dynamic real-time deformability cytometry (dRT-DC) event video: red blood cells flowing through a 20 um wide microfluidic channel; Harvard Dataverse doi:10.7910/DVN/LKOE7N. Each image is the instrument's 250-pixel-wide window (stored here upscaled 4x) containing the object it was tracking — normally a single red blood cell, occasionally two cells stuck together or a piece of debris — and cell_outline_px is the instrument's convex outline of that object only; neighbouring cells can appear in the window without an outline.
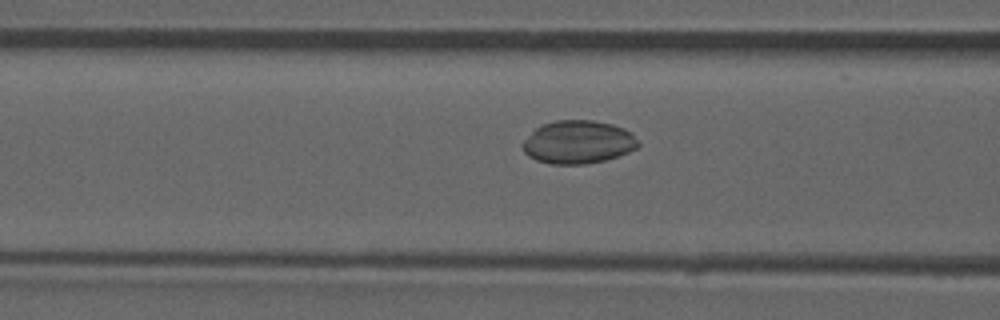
{"species": "common noctule bat (a hibernating species)", "species_latin": "Nyctalus noctula", "temperature_condition": "room temperature", "stored_images_in_passage": 10, "camera_frame_rate_fps": 3000, "um_per_image_px": 0.085, "animal": {"sex": "male", "forearm_length_mm": 52.5}, "frame": {"image": 1, "passage_image": 4, "time_ms": 1.0, "image_size_px": [1000, 320], "cell_outline_px": [[640, 144], [636, 148], [628, 152], [604, 160], [584, 164], [548, 164], [536, 160], [528, 156], [524, 152], [520, 144], [536, 128], [544, 124], [556, 120], [592, 120], [612, 124], [624, 128], [632, 132]], "centroid_in_image_um": [49.13, 12.08], "position_along_channel_um": 117.5, "area_um2": 29.07}}